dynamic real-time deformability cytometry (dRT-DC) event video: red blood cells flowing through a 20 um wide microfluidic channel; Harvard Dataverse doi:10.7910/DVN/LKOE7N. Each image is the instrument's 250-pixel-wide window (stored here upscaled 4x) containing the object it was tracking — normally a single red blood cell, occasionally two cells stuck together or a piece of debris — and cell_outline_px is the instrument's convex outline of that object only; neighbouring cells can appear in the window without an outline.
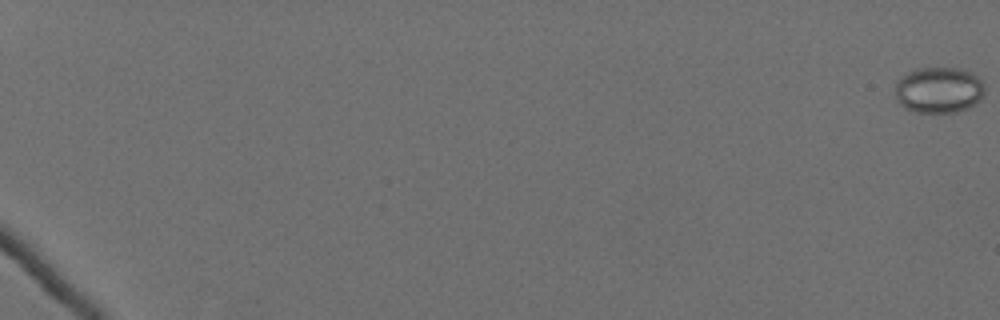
{"species": "Egyptian fruit bat (a non-hibernating species)", "species_latin": "Rousettus aegyptiacus", "temperature_condition": "cold", "stored_images_in_passage": 63, "camera_frame_rate_fps": 3000, "um_per_image_px": 0.085, "animal": {"sex": "female"}, "frame": {"image": 1, "passage_image": 1, "time_ms": 0.0, "image_size_px": [1000, 320], "cell_outline_px": [[984, 96], [976, 104], [968, 108], [956, 112], [912, 112], [904, 108], [896, 100], [896, 80], [908, 72], [916, 68], [956, 68], [972, 72], [984, 84]], "centroid_in_image_um": [79.79, 7.66], "position_along_channel_um": 5.2, "area_um2": 24.28}}
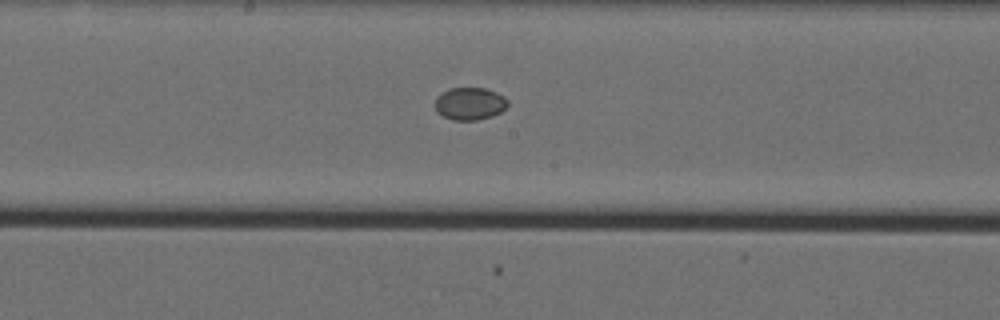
{"frame": {"image": 2, "passage_image": 38, "time_ms": 12.333, "image_size_px": [1000, 320], "cell_outline_px": [[508, 104], [500, 112], [492, 116], [476, 120], [452, 120], [436, 112], [436, 96], [448, 88], [488, 88], [504, 96], [508, 100]], "centroid_in_image_um": [39.93, 8.8], "position_along_channel_um": 208.3, "area_um2": 13.81}}
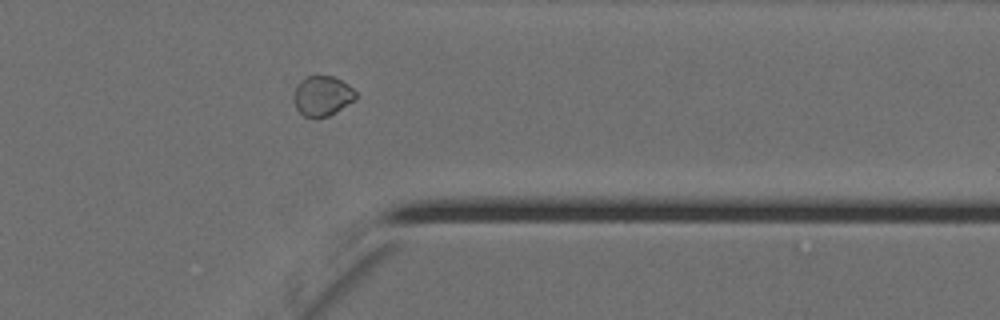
{"frame": {"image": 3, "passage_image": 53, "time_ms": 17.333, "image_size_px": [1000, 320], "cell_outline_px": [[356, 96], [352, 100], [336, 112], [328, 116], [316, 120], [304, 116], [296, 108], [292, 100], [292, 96], [296, 84], [300, 80], [308, 76], [332, 76], [348, 84], [356, 92]], "centroid_in_image_um": [27.32, 8.17], "position_along_channel_um": 384.1, "area_um2": 14.62}}